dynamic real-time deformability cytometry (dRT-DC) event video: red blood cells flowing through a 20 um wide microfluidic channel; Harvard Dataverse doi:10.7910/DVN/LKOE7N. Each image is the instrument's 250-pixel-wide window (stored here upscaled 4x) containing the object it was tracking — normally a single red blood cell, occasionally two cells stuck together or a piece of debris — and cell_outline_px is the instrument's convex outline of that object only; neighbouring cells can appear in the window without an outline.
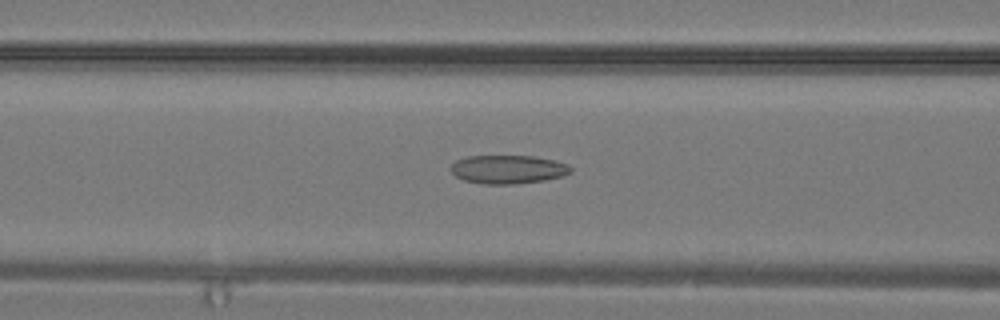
{"species": "common noctule bat (a hibernating species)", "species_latin": "Nyctalus noctula", "temperature_condition": "warm", "stored_images_in_passage": 27, "camera_frame_rate_fps": 3000, "um_per_image_px": 0.085, "animal": {"sex": "male", "body_mass_g": 19.2, "forearm_length_mm": 51.8}, "frame": {"image": 1, "passage_image": 14, "time_ms": 4.333, "image_size_px": [1000, 320], "cell_outline_px": [[572, 172], [560, 176], [544, 180], [516, 184], [480, 184], [464, 180], [456, 176], [452, 172], [452, 164], [456, 160], [468, 156], [532, 156], [552, 160], [568, 164], [572, 168]], "centroid_in_image_um": [43.17, 14.4], "position_along_channel_um": 123.4, "area_um2": 19.83}}
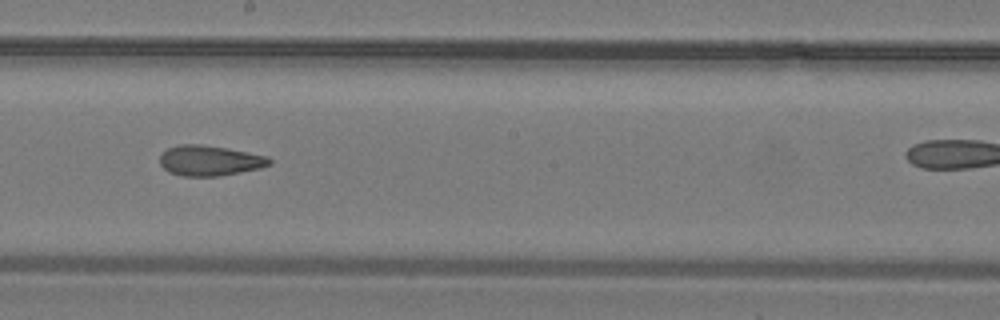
{"frame": {"image": 2, "passage_image": 19, "time_ms": 6.0, "image_size_px": [1000, 320], "cell_outline_px": [[272, 164], [260, 168], [240, 172], [216, 176], [180, 176], [168, 172], [160, 164], [160, 156], [168, 148], [180, 144], [204, 144], [268, 156], [272, 160]], "centroid_in_image_um": [17.82, 13.65], "position_along_channel_um": 230.4, "area_um2": 19.36}}
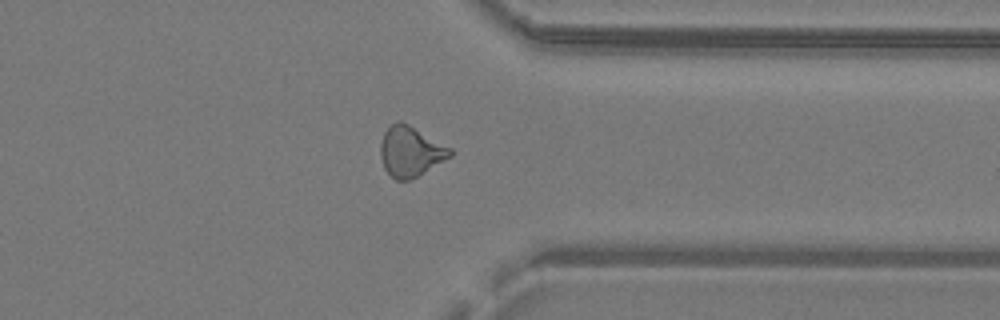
{"frame": {"image": 3, "passage_image": 26, "time_ms": 8.333, "image_size_px": [1000, 320], "cell_outline_px": [[452, 156], [416, 176], [408, 180], [396, 180], [384, 168], [380, 156], [380, 144], [384, 132], [396, 120], [400, 120], [408, 124], [452, 148]], "centroid_in_image_um": [34.88, 12.85], "position_along_channel_um": 376.5, "area_um2": 20.17}}